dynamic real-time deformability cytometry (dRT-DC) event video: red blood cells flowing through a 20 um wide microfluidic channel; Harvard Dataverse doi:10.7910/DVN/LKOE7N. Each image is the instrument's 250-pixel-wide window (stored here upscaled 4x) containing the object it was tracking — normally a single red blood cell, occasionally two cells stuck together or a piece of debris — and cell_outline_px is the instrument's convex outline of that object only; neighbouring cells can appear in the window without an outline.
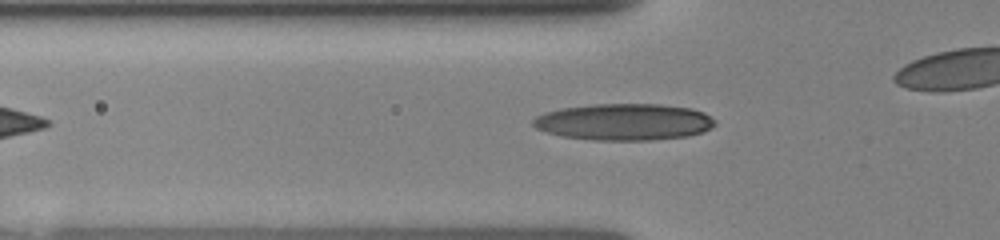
{"species": "human", "species_latin": "Homo sapiens", "temperature_condition": "room temperature", "stored_images_in_passage": 38, "camera_frame_rate_fps": 3000, "um_per_image_px": 0.085, "donor": {"sex": "female"}, "frame": {"image": 1, "passage_image": 9, "time_ms": 2.333, "image_size_px": [1000, 240], "cell_outline_px": [[716, 124], [712, 128], [704, 132], [688, 136], [652, 140], [592, 140], [560, 136], [536, 128], [532, 124], [532, 120], [536, 116], [544, 112], [560, 108], [596, 104], [660, 104], [692, 108], [704, 112], [716, 120]], "centroid_in_image_um": [53.07, 10.36], "position_along_channel_um": 72.7, "area_um2": 39.19}}
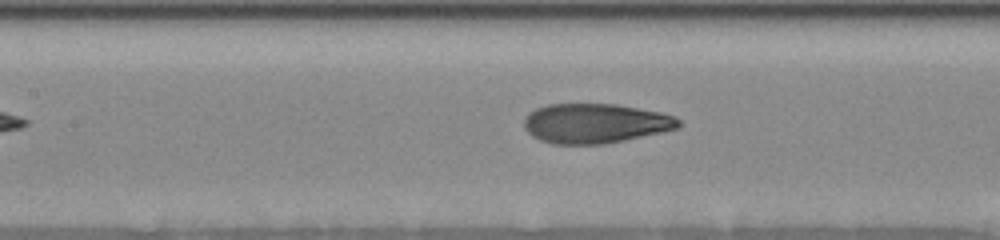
{"frame": {"image": 2, "passage_image": 21, "time_ms": 4.333, "image_size_px": [1000, 240], "cell_outline_px": [[680, 128], [664, 132], [604, 144], [552, 144], [540, 140], [532, 136], [524, 128], [524, 116], [528, 112], [536, 108], [548, 104], [616, 104], [660, 112], [672, 116], [680, 120]], "centroid_in_image_um": [50.57, 10.49], "position_along_channel_um": 156.8, "area_um2": 35.89}}
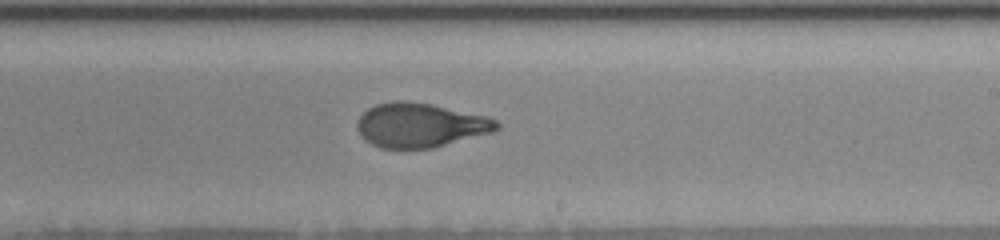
{"frame": {"image": 3, "passage_image": 37, "time_ms": 6.667, "image_size_px": [1000, 240], "cell_outline_px": [[500, 128], [492, 132], [432, 148], [380, 148], [364, 140], [360, 136], [356, 128], [356, 124], [360, 116], [368, 108], [376, 104], [392, 100], [404, 100], [428, 104], [484, 116], [496, 120], [500, 124]], "centroid_in_image_um": [35.66, 10.64], "position_along_channel_um": 253.3, "area_um2": 35.78}}